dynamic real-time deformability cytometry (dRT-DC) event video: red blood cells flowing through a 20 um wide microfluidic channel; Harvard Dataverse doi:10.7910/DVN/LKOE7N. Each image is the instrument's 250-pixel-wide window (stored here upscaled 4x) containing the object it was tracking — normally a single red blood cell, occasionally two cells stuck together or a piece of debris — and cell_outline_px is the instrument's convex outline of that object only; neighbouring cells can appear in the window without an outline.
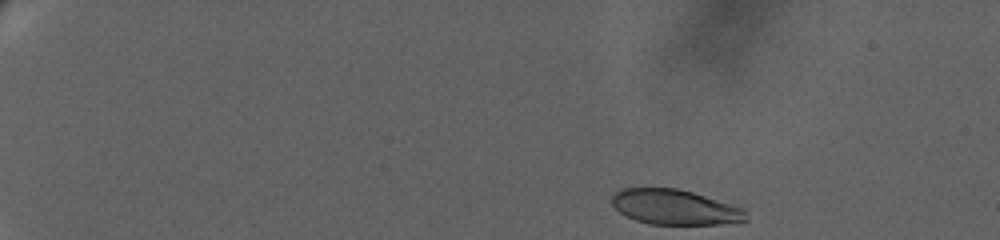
{"species": "human", "species_latin": "Homo sapiens", "temperature_condition": "warm", "stored_images_in_passage": 49, "camera_frame_rate_fps": 3000, "um_per_image_px": 0.085, "donor": {"sex": "female"}, "frame": {"image": 1, "passage_image": 1, "time_ms": 0.0, "image_size_px": [1000, 240], "cell_outline_px": [[748, 220], [720, 224], [648, 224], [636, 220], [620, 212], [612, 204], [612, 196], [616, 192], [624, 188], [676, 188], [692, 192], [744, 208]], "centroid_in_image_um": [57.37, 17.61], "position_along_channel_um": 27.6, "area_um2": 27.17}}
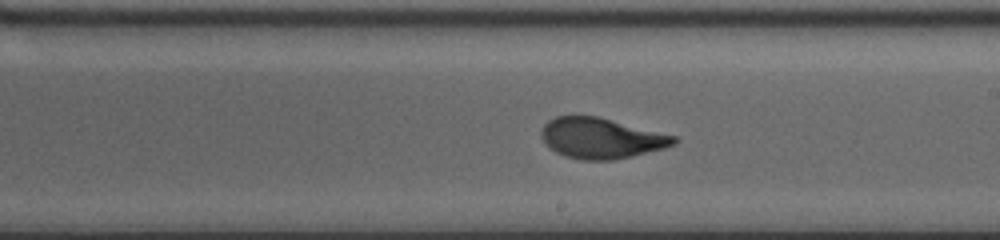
{"frame": {"image": 2, "passage_image": 28, "time_ms": 11.0, "image_size_px": [1000, 240], "cell_outline_px": [[680, 140], [676, 144], [664, 148], [632, 156], [612, 160], [580, 160], [564, 156], [556, 152], [540, 136], [540, 132], [544, 124], [548, 120], [556, 116], [596, 116], [676, 136]], "centroid_in_image_um": [51.1, 11.75], "position_along_channel_um": 237.9, "area_um2": 31.15}}
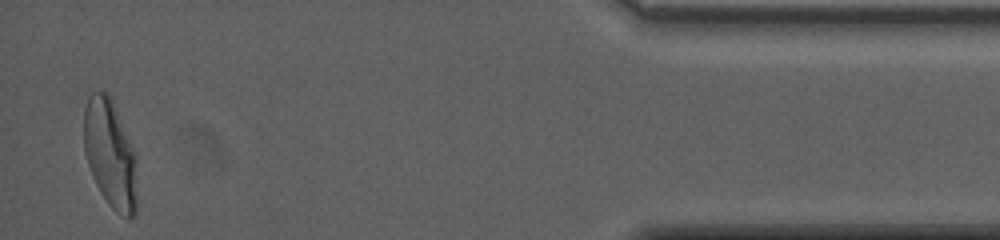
{"frame": {"image": 3, "passage_image": 49, "time_ms": 18.667, "image_size_px": [1000, 240], "cell_outline_px": [[136, 212], [128, 220], [116, 212], [108, 204], [100, 192], [92, 176], [84, 152], [84, 108], [88, 96], [92, 92], [108, 92], [112, 100], [136, 156]], "centroid_in_image_um": [9.35, 13.11], "position_along_channel_um": 425.8, "area_um2": 33.52}, "authors_computed_cell_mechanics": {"area_um2": 31.4432, "velocity_mm_per_s": 3.1799, "shape_relaxation_time_tau1_ms": 4.8896, "shape_relaxation_time_tau2_ms": null, "deformation_change_tau1": 0.1994, "deformation_change_tau2": null}}